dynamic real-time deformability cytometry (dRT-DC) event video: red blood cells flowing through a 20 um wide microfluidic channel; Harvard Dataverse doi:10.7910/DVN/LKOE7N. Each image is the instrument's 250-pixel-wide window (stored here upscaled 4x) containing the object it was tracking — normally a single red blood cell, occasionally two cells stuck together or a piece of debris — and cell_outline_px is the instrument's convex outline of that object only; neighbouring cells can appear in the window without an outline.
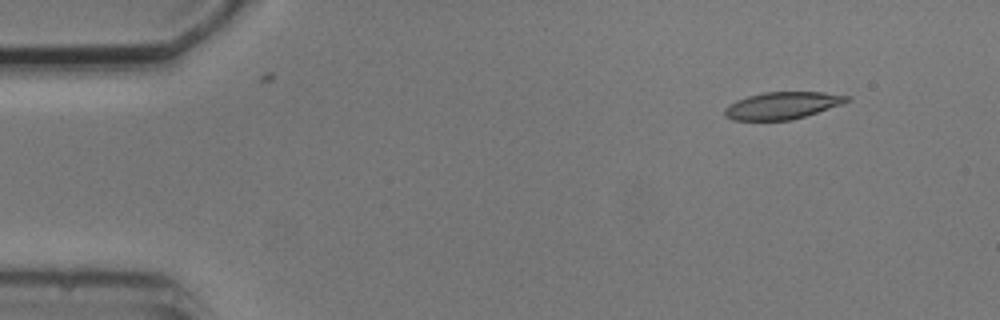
{"species": "common noctule bat (a hibernating species)", "species_latin": "Nyctalus noctula", "temperature_condition": "cold", "stored_images_in_passage": 4, "camera_frame_rate_fps": 3000, "um_per_image_px": 0.085, "animal": {"sex": "male", "body_mass_g": 20.5, "forearm_length_mm": 52.5}, "frame": {"image": 1, "passage_image": 1, "time_ms": 0.0, "image_size_px": [1000, 320], "cell_outline_px": [[852, 100], [844, 104], [804, 116], [788, 120], [732, 120], [724, 116], [724, 108], [728, 104], [736, 100], [748, 96], [764, 92], [824, 92], [852, 96]], "centroid_in_image_um": [66.52, 8.96], "position_along_channel_um": 18.5, "area_um2": 19.48}}
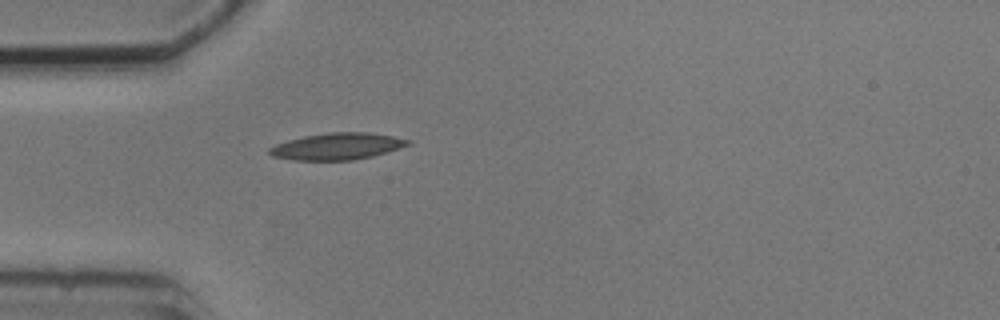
{"frame": {"image": 2, "passage_image": 4, "time_ms": 3.333, "image_size_px": [1000, 320], "cell_outline_px": [[412, 140], [408, 144], [372, 156], [352, 160], [292, 160], [272, 156], [268, 152], [268, 148], [276, 144], [288, 140], [304, 136], [328, 132], [368, 132], [392, 136]], "centroid_in_image_um": [28.59, 12.43], "position_along_channel_um": 56.4, "area_um2": 21.33}}